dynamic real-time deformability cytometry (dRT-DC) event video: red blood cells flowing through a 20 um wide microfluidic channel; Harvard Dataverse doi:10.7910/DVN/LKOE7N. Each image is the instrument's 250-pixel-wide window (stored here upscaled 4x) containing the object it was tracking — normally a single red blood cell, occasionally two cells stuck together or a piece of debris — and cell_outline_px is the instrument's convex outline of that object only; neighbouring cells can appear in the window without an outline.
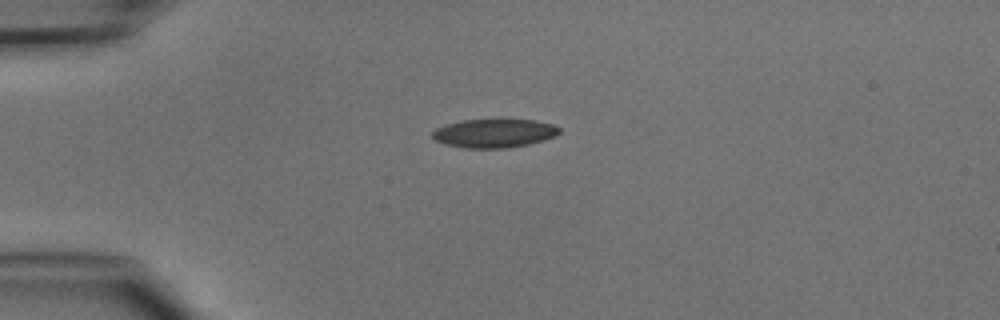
{"species": "common noctule bat (a hibernating species)", "species_latin": "Nyctalus noctula", "temperature_condition": "cold", "stored_images_in_passage": 4, "camera_frame_rate_fps": 3000, "um_per_image_px": 0.085, "animal": {"sex": "male", "body_mass_g": 15.6}, "frame": {"image": 1, "passage_image": 1, "time_ms": 0.0, "image_size_px": [1000, 320], "cell_outline_px": [[560, 132], [556, 136], [544, 140], [528, 144], [508, 148], [464, 148], [444, 144], [436, 140], [432, 136], [432, 132], [436, 128], [460, 120], [536, 120], [552, 124], [560, 128]], "centroid_in_image_um": [42.02, 11.33], "position_along_channel_um": 43.0, "area_um2": 21.15}}